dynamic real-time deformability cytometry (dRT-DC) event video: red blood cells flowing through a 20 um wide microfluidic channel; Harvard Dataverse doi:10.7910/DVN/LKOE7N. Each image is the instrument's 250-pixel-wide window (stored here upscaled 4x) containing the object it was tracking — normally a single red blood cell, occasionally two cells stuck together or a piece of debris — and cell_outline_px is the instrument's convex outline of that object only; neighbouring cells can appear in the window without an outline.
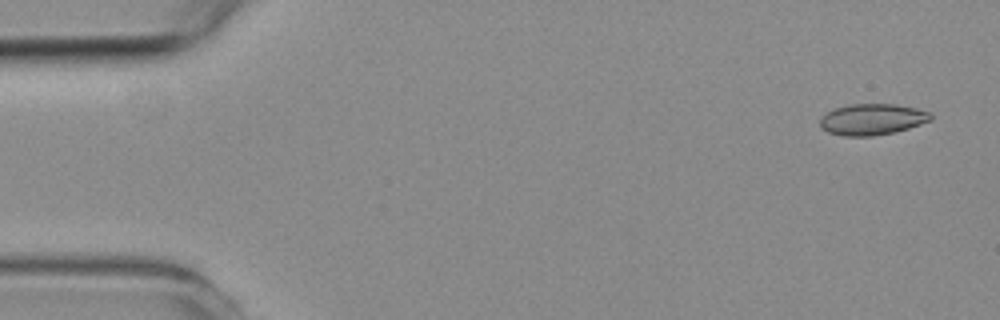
{"species": "common noctule bat (a hibernating species)", "species_latin": "Nyctalus noctula", "temperature_condition": "room temperature", "stored_images_in_passage": 5, "camera_frame_rate_fps": 3000, "um_per_image_px": 0.085, "animal": {"sex": "female", "body_mass_g": 19.3, "forearm_length_mm": 54.1}, "frame": {"image": 1, "passage_image": 1, "time_ms": 0.0, "image_size_px": [1000, 320], "cell_outline_px": [[932, 120], [896, 132], [872, 136], [844, 136], [828, 132], [820, 128], [820, 116], [836, 108], [848, 104], [896, 104], [916, 108], [932, 112]], "centroid_in_image_um": [74.14, 10.14], "position_along_channel_um": 10.9, "area_um2": 20.29}}